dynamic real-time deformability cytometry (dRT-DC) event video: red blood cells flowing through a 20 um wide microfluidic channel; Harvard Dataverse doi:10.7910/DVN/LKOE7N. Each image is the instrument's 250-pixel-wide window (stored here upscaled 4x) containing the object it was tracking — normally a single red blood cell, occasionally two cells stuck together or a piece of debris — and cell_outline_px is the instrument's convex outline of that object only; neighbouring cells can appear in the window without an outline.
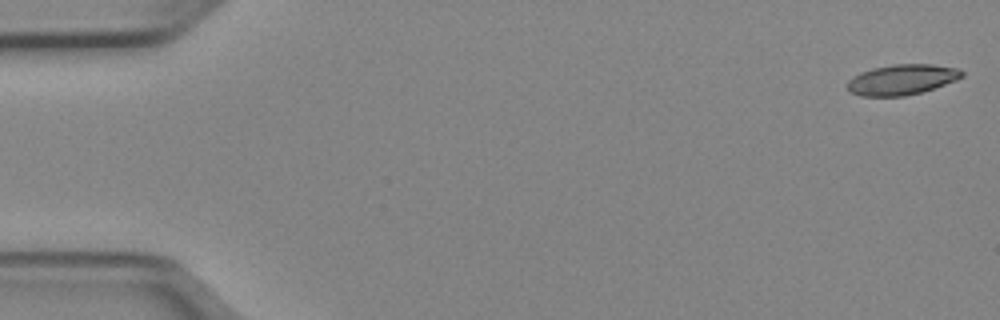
{"species": "Egyptian fruit bat (a non-hibernating species)", "species_latin": "Rousettus aegyptiacus", "temperature_condition": "cold", "stored_images_in_passage": 51, "camera_frame_rate_fps": 3000, "um_per_image_px": 0.085, "animal": {"sex": "female"}, "frame": {"image": 1, "passage_image": 1, "time_ms": 0.0, "image_size_px": [1000, 320], "cell_outline_px": [[964, 76], [956, 80], [920, 92], [904, 96], [860, 96], [848, 92], [848, 80], [852, 76], [860, 72], [872, 68], [892, 64], [932, 64], [960, 68], [964, 72]], "centroid_in_image_um": [76.64, 6.75], "position_along_channel_um": 8.4, "area_um2": 20.4}}
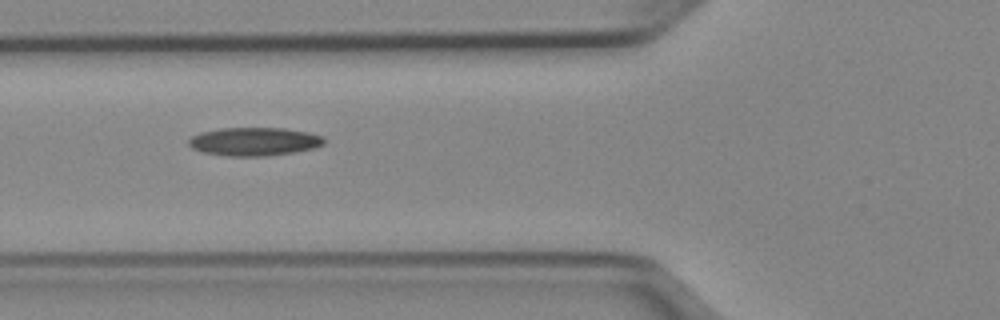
{"frame": {"image": 2, "passage_image": 19, "time_ms": 6.0, "image_size_px": [1000, 320], "cell_outline_px": [[324, 144], [312, 148], [292, 152], [268, 156], [228, 156], [204, 152], [192, 148], [188, 144], [188, 140], [192, 136], [200, 132], [220, 128], [284, 128], [308, 132], [324, 136]], "centroid_in_image_um": [21.6, 12.02], "position_along_channel_um": 104.2, "area_um2": 22.31}}
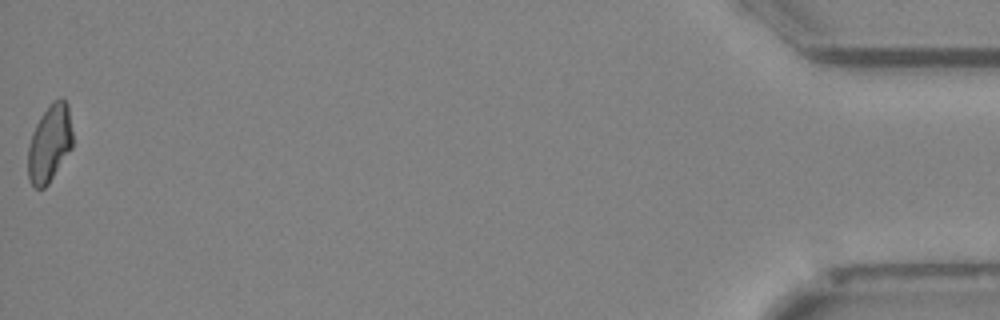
{"frame": {"image": 3, "passage_image": 51, "time_ms": 16.667, "image_size_px": [1000, 320], "cell_outline_px": [[72, 148], [48, 184], [44, 188], [36, 188], [32, 184], [28, 176], [28, 148], [32, 132], [40, 116], [52, 100], [60, 96], [68, 104], [72, 132]], "centroid_in_image_um": [4.22, 12.15], "position_along_channel_um": 431.0, "area_um2": 20.17}, "authors_computed_cell_mechanics": {"area_um2": 21.097, "velocity_mm_per_s": 3.9705, "shape_relaxation_time_tau1_ms": 7.4782, "shape_relaxation_time_tau2_ms": null, "deformation_change_tau1": 0.1693, "deformation_change_tau2": null}}